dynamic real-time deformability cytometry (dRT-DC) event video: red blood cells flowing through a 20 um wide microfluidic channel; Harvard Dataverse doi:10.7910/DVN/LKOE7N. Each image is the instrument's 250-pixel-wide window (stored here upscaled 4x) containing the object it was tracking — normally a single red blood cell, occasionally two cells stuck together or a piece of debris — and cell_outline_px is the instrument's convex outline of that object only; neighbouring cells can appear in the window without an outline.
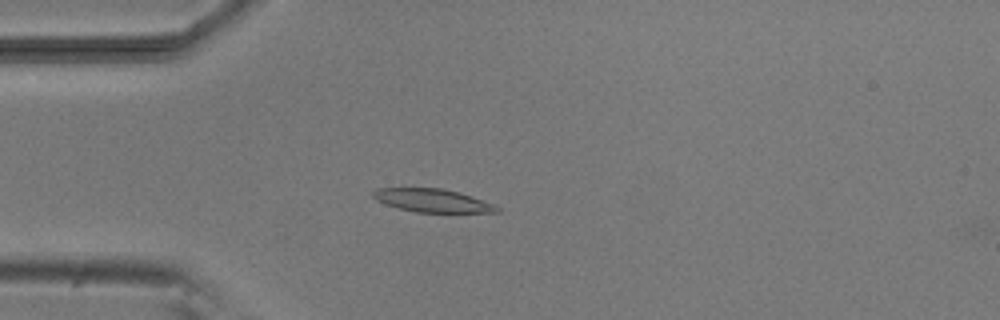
{"species": "common noctule bat (a hibernating species)", "species_latin": "Nyctalus noctula", "temperature_condition": "room temperature", "stored_images_in_passage": 5, "camera_frame_rate_fps": 3000, "um_per_image_px": 0.085, "animal": {"sex": "male", "body_mass_g": 20.5, "forearm_length_mm": 52.5}, "frame": {"image": 1, "passage_image": 3, "time_ms": 2.667, "image_size_px": [1000, 320], "cell_outline_px": [[500, 212], [416, 212], [400, 208], [376, 200], [372, 196], [372, 192], [376, 188], [440, 188], [472, 196], [492, 204], [500, 208]], "centroid_in_image_um": [36.74, 17.04], "position_along_channel_um": 48.3, "area_um2": 16.42}}
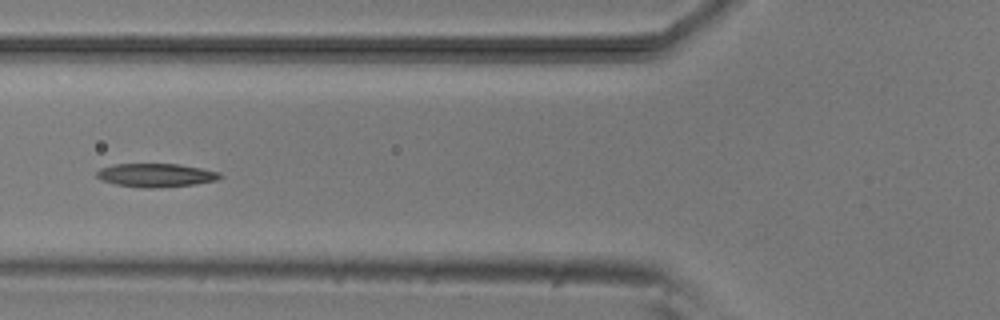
{"frame": {"image": 2, "passage_image": 5, "time_ms": 4.667, "image_size_px": [1000, 320], "cell_outline_px": [[224, 176], [216, 180], [196, 184], [160, 188], [140, 188], [116, 184], [100, 180], [96, 176], [96, 172], [100, 168], [112, 164], [180, 164], [220, 172]], "centroid_in_image_um": [13.24, 14.9], "position_along_channel_um": 112.6, "area_um2": 17.11}}